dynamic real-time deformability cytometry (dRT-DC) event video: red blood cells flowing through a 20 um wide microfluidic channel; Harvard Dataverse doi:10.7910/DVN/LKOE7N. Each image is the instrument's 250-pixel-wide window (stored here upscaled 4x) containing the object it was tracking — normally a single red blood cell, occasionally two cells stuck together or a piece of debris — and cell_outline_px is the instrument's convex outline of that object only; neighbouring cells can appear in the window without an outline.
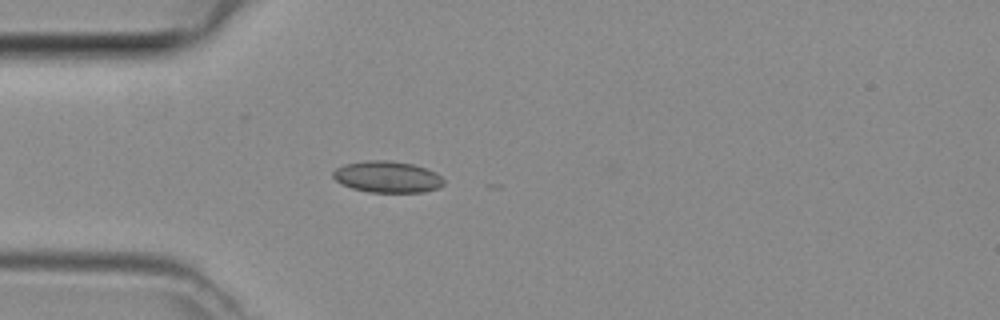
{"species": "common noctule bat (a hibernating species)", "species_latin": "Nyctalus noctula", "temperature_condition": "room temperature", "stored_images_in_passage": 8, "camera_frame_rate_fps": 3000, "um_per_image_px": 0.085, "animal": {"sex": "female", "body_mass_g": 29.2, "forearm_length_mm": 56.3}, "frame": {"image": 1, "passage_image": 1, "time_ms": 0.0, "image_size_px": [1000, 320], "cell_outline_px": [[444, 184], [436, 188], [424, 192], [368, 192], [352, 188], [340, 184], [332, 176], [332, 172], [336, 168], [344, 164], [368, 160], [388, 160], [412, 164], [436, 172], [444, 180]], "centroid_in_image_um": [32.89, 15.03], "position_along_channel_um": 52.1, "area_um2": 20.29}}
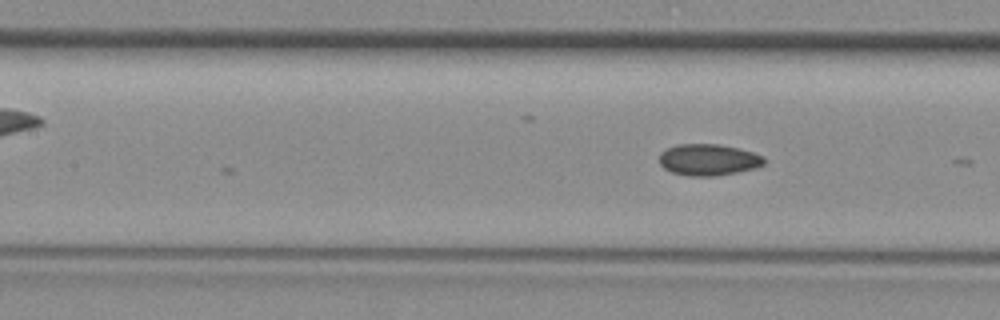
{"frame": {"image": 2, "passage_image": 8, "time_ms": 2.333, "image_size_px": [1000, 320], "cell_outline_px": [[764, 164], [756, 168], [716, 176], [688, 176], [672, 172], [664, 168], [660, 164], [660, 152], [676, 144], [720, 144], [752, 152], [764, 156]], "centroid_in_image_um": [60.2, 13.58], "position_along_channel_um": 147.2, "area_um2": 19.19}}